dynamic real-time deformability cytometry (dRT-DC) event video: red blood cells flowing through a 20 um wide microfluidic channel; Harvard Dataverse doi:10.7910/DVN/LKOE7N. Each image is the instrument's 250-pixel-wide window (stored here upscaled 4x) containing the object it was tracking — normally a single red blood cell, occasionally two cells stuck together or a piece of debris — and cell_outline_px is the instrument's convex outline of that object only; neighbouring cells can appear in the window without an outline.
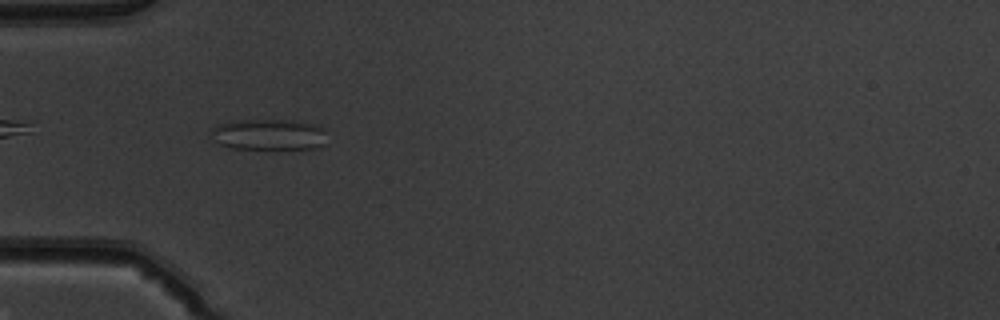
{"species": "common noctule bat (a hibernating species)", "species_latin": "Nyctalus noctula", "temperature_condition": "warm", "stored_images_in_passage": 37, "camera_frame_rate_fps": 3000, "um_per_image_px": 0.085, "animal": {"sex": "male", "body_mass_g": 19.5, "forearm_length_mm": 54.6}, "frame": {"image": 1, "passage_image": 3, "time_ms": 0.667, "image_size_px": [1000, 320], "cell_outline_px": [[324, 144], [320, 148], [232, 148], [220, 144], [208, 132], [216, 124], [236, 120], [276, 120], [312, 124], [324, 128]], "centroid_in_image_um": [22.79, 11.43], "position_along_channel_um": 62.2, "area_um2": 20.58}}
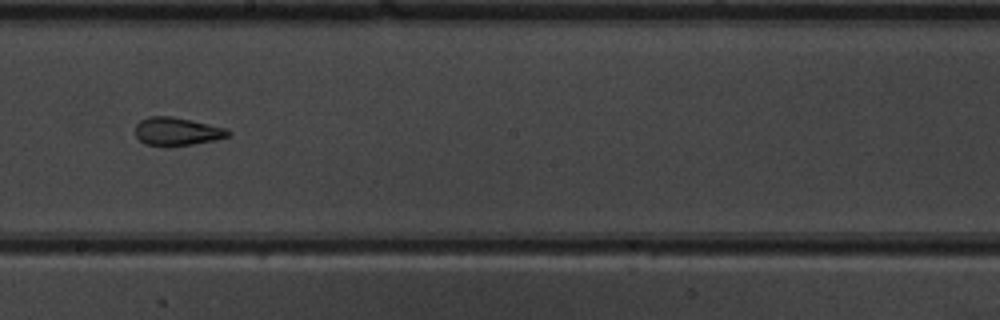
{"frame": {"image": 2, "passage_image": 16, "time_ms": 5.0, "image_size_px": [1000, 320], "cell_outline_px": [[232, 132], [228, 136], [216, 140], [192, 144], [144, 144], [136, 136], [136, 124], [140, 120], [148, 116], [172, 116], [192, 120], [228, 128]], "centroid_in_image_um": [15.08, 11.13], "position_along_channel_um": 233.1, "area_um2": 14.97}}
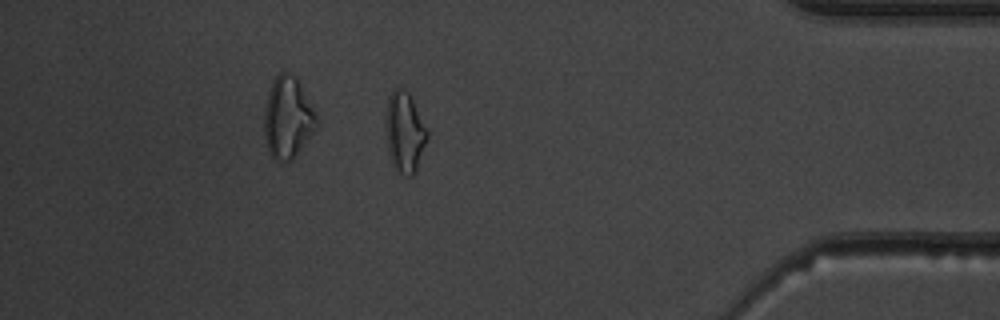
{"frame": {"image": 3, "passage_image": 31, "time_ms": 10.0, "image_size_px": [1000, 320], "cell_outline_px": [[428, 136], [416, 172], [412, 176], [408, 176], [396, 172], [392, 164], [388, 152], [388, 100], [392, 92], [396, 88], [400, 88], [408, 92], [412, 96], [428, 128]], "centroid_in_image_um": [34.46, 11.27], "position_along_channel_um": 400.7, "area_um2": 19.19}, "authors_computed_cell_mechanics": {"area_um2": 15.8372, "velocity_mm_per_s": 4.0196, "shape_relaxation_time_tau1_ms": null, "shape_relaxation_time_tau2_ms": 2.7302, "deformation_change_tau1": null, "deformation_change_tau2": 0.0998}}